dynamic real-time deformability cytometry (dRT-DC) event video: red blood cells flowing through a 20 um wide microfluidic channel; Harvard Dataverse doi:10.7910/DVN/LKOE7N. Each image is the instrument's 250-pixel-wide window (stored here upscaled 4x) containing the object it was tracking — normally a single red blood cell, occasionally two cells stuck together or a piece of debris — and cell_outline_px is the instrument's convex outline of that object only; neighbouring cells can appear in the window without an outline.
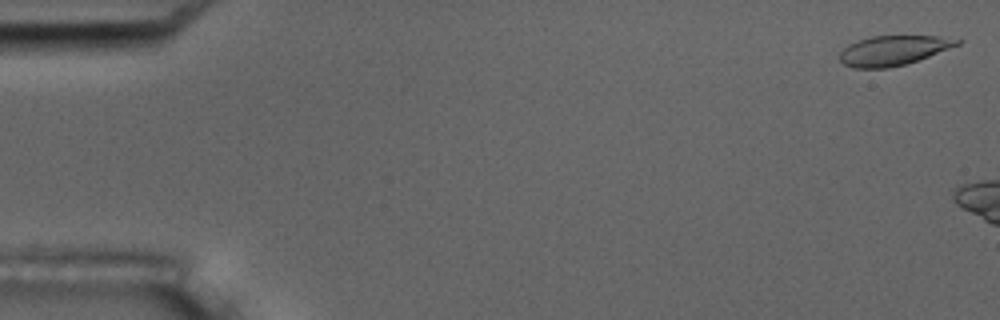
{"species": "common noctule bat (a hibernating species)", "species_latin": "Nyctalus noctula", "temperature_condition": "room temperature", "stored_images_in_passage": 7, "camera_frame_rate_fps": 3000, "um_per_image_px": 0.085, "animal": {"sex": "male", "body_mass_g": 17.5, "forearm_length_mm": 52.3}, "frame": {"image": 1, "passage_image": 2, "time_ms": 0.333, "image_size_px": [1000, 320], "cell_outline_px": [[964, 40], [960, 44], [928, 56], [904, 64], [888, 68], [852, 68], [844, 64], [840, 60], [840, 52], [848, 44], [872, 36], [936, 36]], "centroid_in_image_um": [75.9, 4.29], "position_along_channel_um": 9.1, "area_um2": 20.06}}